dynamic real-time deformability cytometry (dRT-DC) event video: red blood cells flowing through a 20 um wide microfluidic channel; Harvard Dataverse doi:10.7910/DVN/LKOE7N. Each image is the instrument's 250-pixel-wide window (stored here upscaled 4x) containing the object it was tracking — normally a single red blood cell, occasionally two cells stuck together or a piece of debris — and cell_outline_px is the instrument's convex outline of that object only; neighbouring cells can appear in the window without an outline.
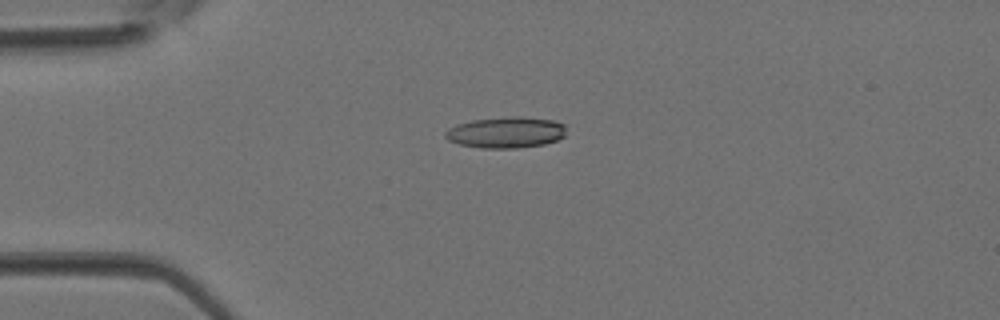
{"species": "Egyptian fruit bat (a non-hibernating species)", "species_latin": "Rousettus aegyptiacus", "temperature_condition": "room temperature", "stored_images_in_passage": 4, "camera_frame_rate_fps": 3000, "um_per_image_px": 0.085, "animal": {"sex": "female"}, "frame": {"image": 1, "passage_image": 3, "time_ms": 0.667, "image_size_px": [1000, 320], "cell_outline_px": [[564, 136], [556, 140], [544, 144], [516, 148], [480, 148], [460, 144], [448, 140], [444, 136], [444, 132], [448, 128], [472, 120], [512, 116], [520, 116], [552, 120], [564, 124]], "centroid_in_image_um": [42.98, 11.25], "position_along_channel_um": 42.0, "area_um2": 21.79}}